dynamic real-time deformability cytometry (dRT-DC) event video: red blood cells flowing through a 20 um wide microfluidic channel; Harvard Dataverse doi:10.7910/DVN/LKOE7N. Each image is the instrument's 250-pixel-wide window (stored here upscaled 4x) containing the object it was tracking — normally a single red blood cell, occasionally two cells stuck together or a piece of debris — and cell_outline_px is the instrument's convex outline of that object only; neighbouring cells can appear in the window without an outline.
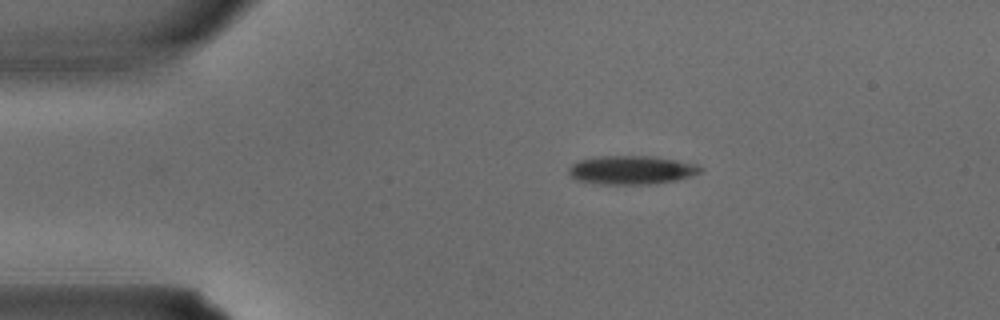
{"species": "common noctule bat (a hibernating species)", "species_latin": "Nyctalus noctula", "temperature_condition": "warm", "stored_images_in_passage": 2, "camera_frame_rate_fps": 3000, "um_per_image_px": 0.085, "animal": {"sex": "male", "body_mass_g": 15.6}, "frame": {"image": 1, "passage_image": 1, "time_ms": 0.0, "image_size_px": [1000, 320], "cell_outline_px": [[704, 168], [700, 172], [676, 180], [648, 184], [600, 184], [576, 180], [568, 176], [568, 168], [572, 164], [580, 160], [596, 156], [652, 156], [676, 160], [692, 164]], "centroid_in_image_um": [53.59, 14.45], "position_along_channel_um": 31.4, "area_um2": 21.85}}